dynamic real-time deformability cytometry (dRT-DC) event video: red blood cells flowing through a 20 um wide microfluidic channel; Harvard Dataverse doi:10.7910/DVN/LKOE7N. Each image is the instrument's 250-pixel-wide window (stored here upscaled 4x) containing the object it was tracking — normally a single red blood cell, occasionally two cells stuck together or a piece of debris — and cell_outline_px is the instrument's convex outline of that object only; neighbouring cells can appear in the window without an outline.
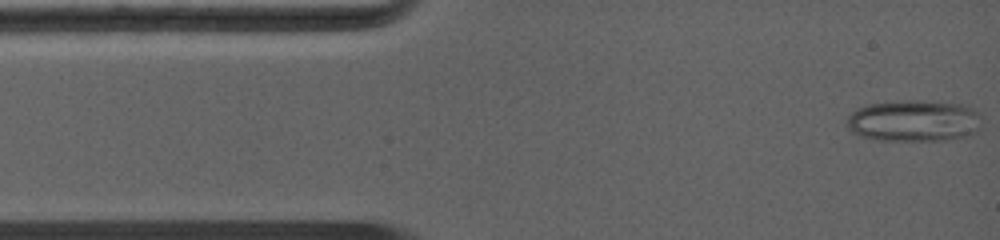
{"species": "common noctule bat (a hibernating species)", "species_latin": "Nyctalus noctula", "temperature_condition": "warm", "stored_images_in_passage": 66, "camera_frame_rate_fps": 5000, "um_per_image_px": 0.085, "animal": {"sex": "female", "body_mass_g": 19.0, "forearm_length_mm": 56.7}, "frame": {"image": 1, "passage_image": 1, "time_ms": 0.0, "image_size_px": [1000, 240], "cell_outline_px": [[976, 108], [952, 136], [872, 136], [856, 132], [852, 128], [852, 112], [856, 108], [864, 104], [896, 100], [940, 100], [972, 104]], "centroid_in_image_um": [77.42, 10.03], "position_along_channel_um": 7.6, "area_um2": 27.69}}
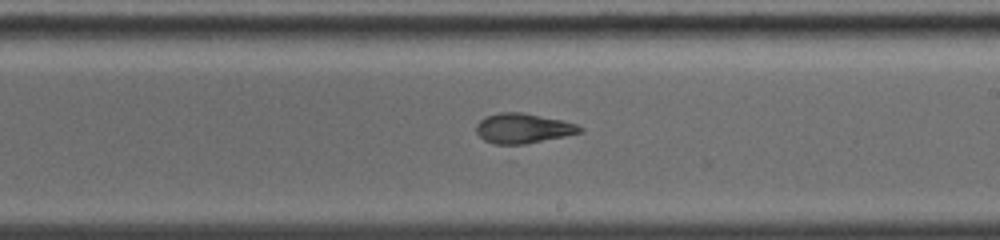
{"frame": {"image": 2, "passage_image": 35, "time_ms": 6.8, "image_size_px": [1000, 240], "cell_outline_px": [[584, 128], [580, 132], [564, 136], [524, 144], [492, 144], [484, 140], [476, 132], [476, 124], [484, 116], [500, 112], [524, 112], [560, 120], [576, 124]], "centroid_in_image_um": [44.4, 10.9], "position_along_channel_um": 244.6, "area_um2": 17.98}}
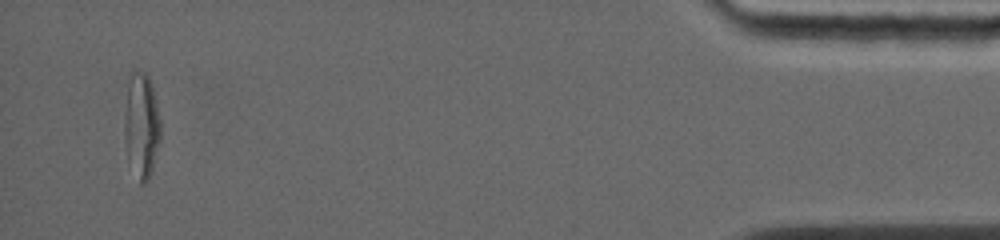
{"frame": {"image": 3, "passage_image": 66, "time_ms": 13.0, "image_size_px": [1000, 240], "cell_outline_px": [[160, 140], [152, 172], [140, 184], [128, 156], [124, 132], [124, 124], [128, 72], [144, 72], [148, 76], [152, 88], [160, 124]], "centroid_in_image_um": [12.01, 10.6], "position_along_channel_um": 423.2, "area_um2": 21.56}, "authors_computed_cell_mechanics": {"area_um2": 19.363, "velocity_mm_per_s": 4.517, "shape_relaxation_time_tau1_ms": null, "shape_relaxation_time_tau2_ms": 1.0341, "deformation_change_tau1": null, "deformation_change_tau2": 0.0861}}